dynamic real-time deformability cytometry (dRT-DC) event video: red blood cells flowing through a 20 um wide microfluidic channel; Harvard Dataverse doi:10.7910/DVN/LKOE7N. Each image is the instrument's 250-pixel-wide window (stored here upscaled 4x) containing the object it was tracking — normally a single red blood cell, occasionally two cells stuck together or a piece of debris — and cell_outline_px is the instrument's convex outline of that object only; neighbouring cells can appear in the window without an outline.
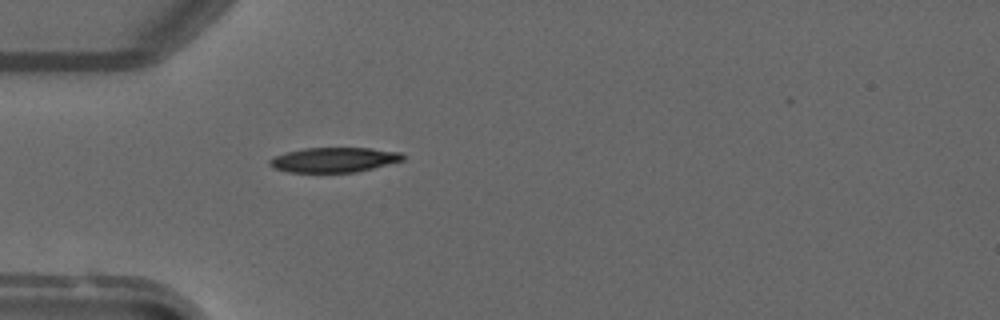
{"species": "common noctule bat (a hibernating species)", "species_latin": "Nyctalus noctula", "temperature_condition": "warm", "stored_images_in_passage": 1, "camera_frame_rate_fps": 3000, "um_per_image_px": 0.085, "animal": {"sex": "male", "forearm_length_mm": 52.5}, "frame": {"image": 1, "passage_image": 1, "time_ms": 0.0, "image_size_px": [1000, 320], "cell_outline_px": [[404, 160], [356, 172], [288, 172], [272, 168], [268, 164], [268, 160], [276, 156], [288, 152], [304, 148], [372, 148], [400, 152], [404, 156]], "centroid_in_image_um": [28.38, 13.58], "position_along_channel_um": 56.6, "area_um2": 19.19}}